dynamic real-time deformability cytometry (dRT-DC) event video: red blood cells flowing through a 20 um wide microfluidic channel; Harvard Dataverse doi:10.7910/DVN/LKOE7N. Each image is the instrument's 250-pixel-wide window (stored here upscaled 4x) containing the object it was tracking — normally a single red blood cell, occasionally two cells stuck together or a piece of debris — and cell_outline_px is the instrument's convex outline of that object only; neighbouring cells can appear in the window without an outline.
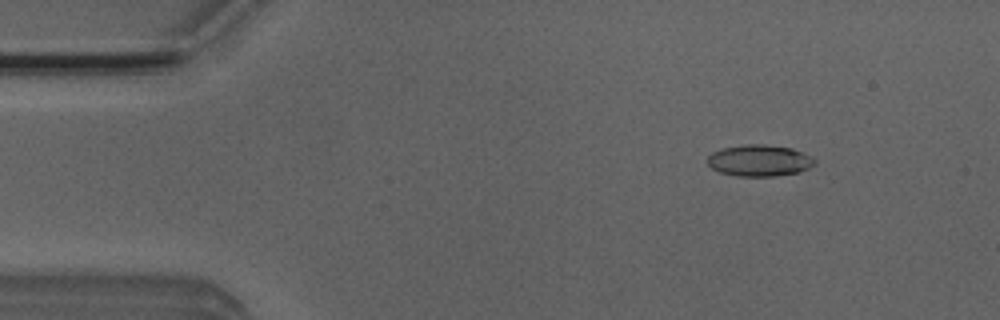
{"species": "Egyptian fruit bat (a non-hibernating species)", "species_latin": "Rousettus aegyptiacus", "temperature_condition": "room temperature", "stored_images_in_passage": 51, "camera_frame_rate_fps": 3000, "um_per_image_px": 0.085, "animal": {"sex": "male"}, "frame": {"image": 1, "passage_image": 6, "time_ms": 1.667, "image_size_px": [1000, 320], "cell_outline_px": [[816, 160], [808, 168], [800, 172], [776, 176], [736, 176], [720, 172], [712, 168], [708, 164], [708, 156], [712, 152], [724, 148], [744, 144], [764, 144], [792, 148]], "centroid_in_image_um": [64.51, 13.65], "position_along_channel_um": 20.5, "area_um2": 19.48}}
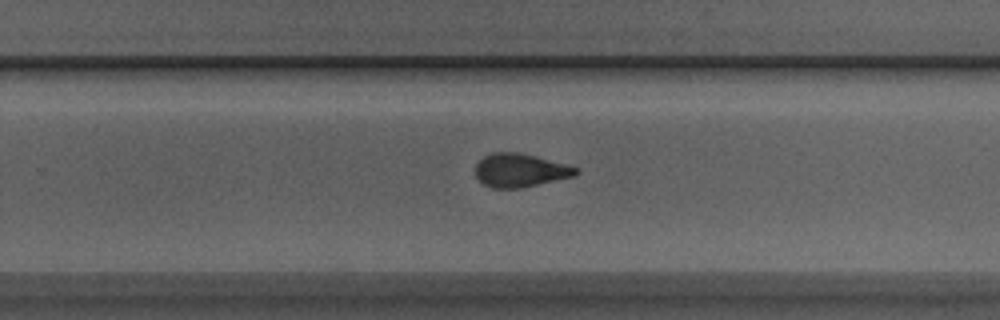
{"frame": {"image": 2, "passage_image": 32, "time_ms": 10.333, "image_size_px": [1000, 320], "cell_outline_px": [[580, 172], [576, 176], [520, 188], [492, 188], [484, 184], [476, 176], [476, 164], [484, 156], [492, 152], [516, 152], [536, 156], [580, 168]], "centroid_in_image_um": [44.24, 14.48], "position_along_channel_um": 285.6, "area_um2": 19.59}}
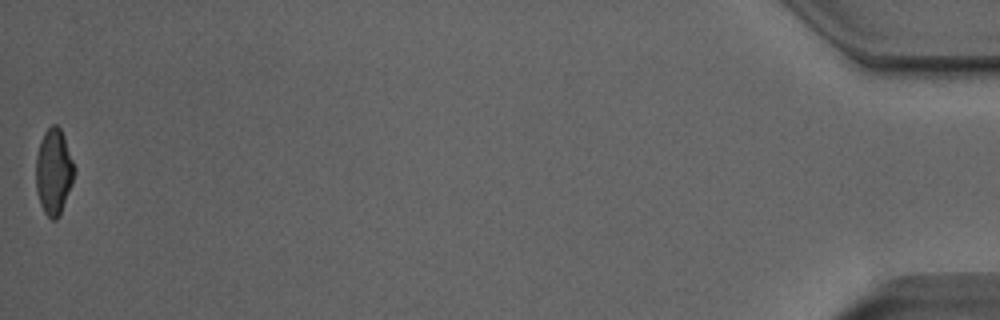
{"frame": {"image": 3, "passage_image": 51, "time_ms": 16.667, "image_size_px": [1000, 320], "cell_outline_px": [[76, 172], [72, 184], [60, 216], [56, 220], [52, 220], [44, 212], [40, 204], [36, 192], [36, 156], [40, 140], [44, 132], [52, 124], [56, 124], [60, 128], [64, 136], [76, 168]], "centroid_in_image_um": [4.58, 14.6], "position_along_channel_um": 430.6, "area_um2": 19.54}, "authors_computed_cell_mechanics": {"area_um2": 19.941, "velocity_mm_per_s": 3.963, "shape_relaxation_time_tau1_ms": 5.3821, "shape_relaxation_time_tau2_ms": 1.9356, "deformation_change_tau1": 0.1833, "deformation_change_tau2": 0.0933}}